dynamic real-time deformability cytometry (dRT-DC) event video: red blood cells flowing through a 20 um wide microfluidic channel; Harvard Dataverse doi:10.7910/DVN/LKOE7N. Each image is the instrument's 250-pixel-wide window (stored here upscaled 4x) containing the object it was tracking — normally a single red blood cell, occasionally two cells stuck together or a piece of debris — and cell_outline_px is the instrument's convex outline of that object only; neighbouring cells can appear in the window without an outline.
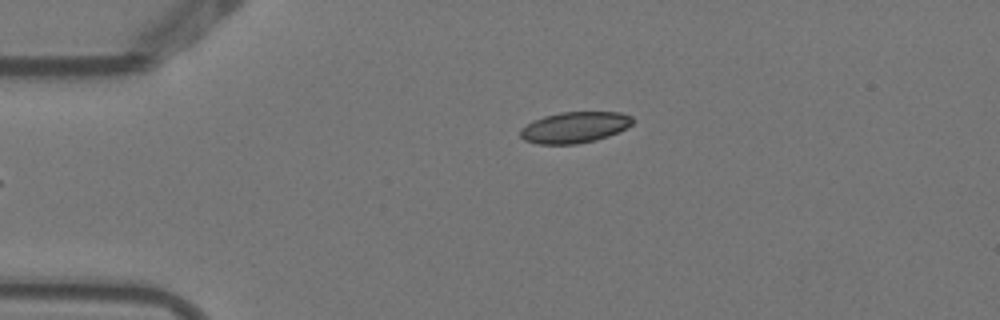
{"species": "Egyptian fruit bat (a non-hibernating species)", "species_latin": "Rousettus aegyptiacus", "temperature_condition": "warm", "stored_images_in_passage": 3, "camera_frame_rate_fps": 3000, "um_per_image_px": 0.085, "animal": {"sex": "female"}, "frame": {"image": 1, "passage_image": 3, "time_ms": 0.667, "image_size_px": [1000, 320], "cell_outline_px": [[636, 120], [632, 124], [608, 136], [596, 140], [576, 144], [536, 144], [524, 140], [520, 136], [520, 128], [544, 116], [564, 112], [620, 112], [632, 116]], "centroid_in_image_um": [48.85, 10.83], "position_along_channel_um": 36.1, "area_um2": 20.23}}